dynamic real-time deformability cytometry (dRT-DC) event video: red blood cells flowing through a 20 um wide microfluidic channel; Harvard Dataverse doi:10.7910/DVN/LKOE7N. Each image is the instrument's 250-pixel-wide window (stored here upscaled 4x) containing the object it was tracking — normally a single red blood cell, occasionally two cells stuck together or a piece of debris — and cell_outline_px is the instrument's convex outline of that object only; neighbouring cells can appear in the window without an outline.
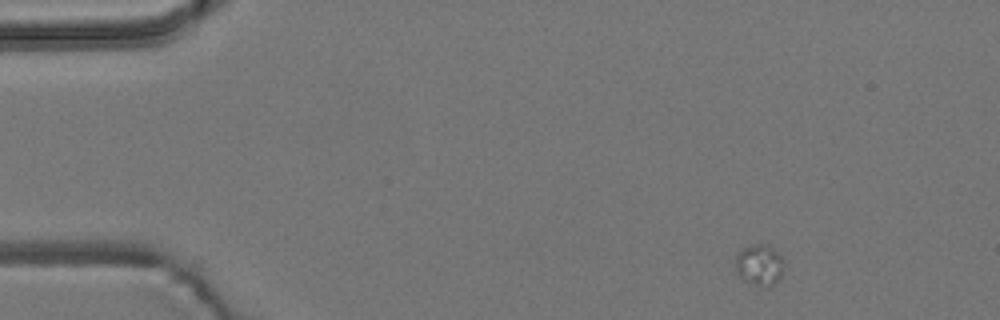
{"species": "common noctule bat (a hibernating species)", "species_latin": "Nyctalus noctula", "temperature_condition": "room temperature", "stored_images_in_passage": 4, "camera_frame_rate_fps": 3000, "um_per_image_px": 0.085, "animal": {"sex": "male", "body_mass_g": 19.2, "forearm_length_mm": 51.8}, "frame": {"image": 1, "passage_image": 1, "time_ms": 0.0, "image_size_px": [1000, 320], "cell_outline_px": [[784, 264], [780, 276], [772, 284], [756, 284], [744, 280], [736, 272], [736, 252], [740, 248], [752, 244], [764, 244], [772, 248], [784, 260]], "centroid_in_image_um": [64.51, 22.45], "position_along_channel_um": 20.5, "area_um2": 11.27}}